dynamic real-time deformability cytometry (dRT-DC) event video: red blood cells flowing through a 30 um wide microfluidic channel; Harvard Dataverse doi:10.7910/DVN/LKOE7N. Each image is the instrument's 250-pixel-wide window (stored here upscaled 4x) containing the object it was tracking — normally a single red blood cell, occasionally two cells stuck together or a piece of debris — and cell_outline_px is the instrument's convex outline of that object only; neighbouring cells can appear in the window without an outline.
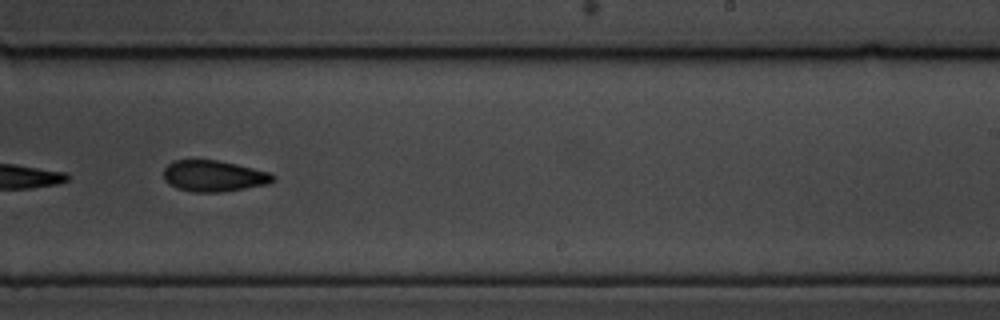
{"species": "common noctule bat (a hibernating species)", "species_latin": "Nyctalus noctula", "temperature_condition": "cold", "stored_images_in_passage": 9, "camera_frame_rate_fps": 3000, "um_per_image_px": 0.085, "animal": {"sex": "male", "body_mass_g": 19.5, "forearm_length_mm": 54.6}, "frame": {"image": 1, "passage_image": 9, "time_ms": 9.333, "image_size_px": [1000, 320], "cell_outline_px": [[276, 176], [268, 184], [220, 192], [192, 192], [176, 188], [168, 184], [164, 180], [164, 168], [172, 160], [216, 160], [236, 164], [268, 172]], "centroid_in_image_um": [18.11, 14.96], "position_along_channel_um": 270.9, "area_um2": 19.77}}